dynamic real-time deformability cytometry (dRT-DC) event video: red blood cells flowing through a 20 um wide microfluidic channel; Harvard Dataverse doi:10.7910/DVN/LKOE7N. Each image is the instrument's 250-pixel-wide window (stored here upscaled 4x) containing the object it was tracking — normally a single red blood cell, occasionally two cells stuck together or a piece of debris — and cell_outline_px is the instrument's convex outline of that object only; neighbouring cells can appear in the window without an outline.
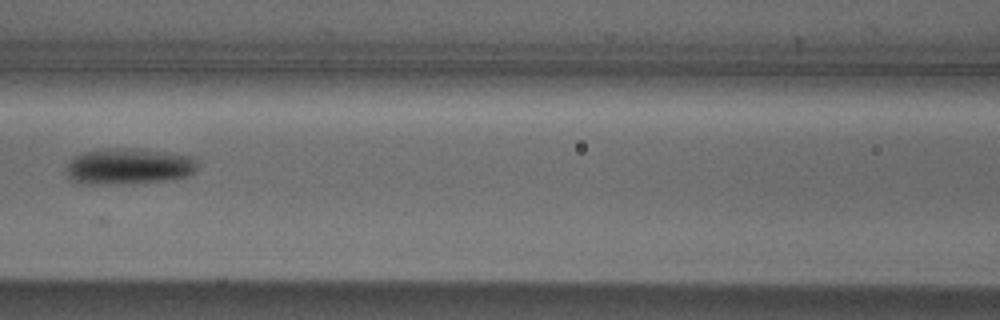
{"species": "Egyptian fruit bat (a non-hibernating species)", "species_latin": "Rousettus aegyptiacus", "temperature_condition": "cold", "stored_images_in_passage": 4, "camera_frame_rate_fps": 3000, "um_per_image_px": 0.085, "animal": {"sex": "male"}, "frame": {"image": 1, "passage_image": 4, "time_ms": 3.667, "image_size_px": [1000, 320], "cell_outline_px": [[196, 168], [188, 176], [168, 180], [124, 184], [80, 184], [72, 180], [68, 176], [68, 164], [80, 152], [112, 148], [132, 148], [164, 152], [192, 156], [196, 160]], "centroid_in_image_um": [10.93, 14.15], "position_along_channel_um": 155.7, "area_um2": 27.51}}